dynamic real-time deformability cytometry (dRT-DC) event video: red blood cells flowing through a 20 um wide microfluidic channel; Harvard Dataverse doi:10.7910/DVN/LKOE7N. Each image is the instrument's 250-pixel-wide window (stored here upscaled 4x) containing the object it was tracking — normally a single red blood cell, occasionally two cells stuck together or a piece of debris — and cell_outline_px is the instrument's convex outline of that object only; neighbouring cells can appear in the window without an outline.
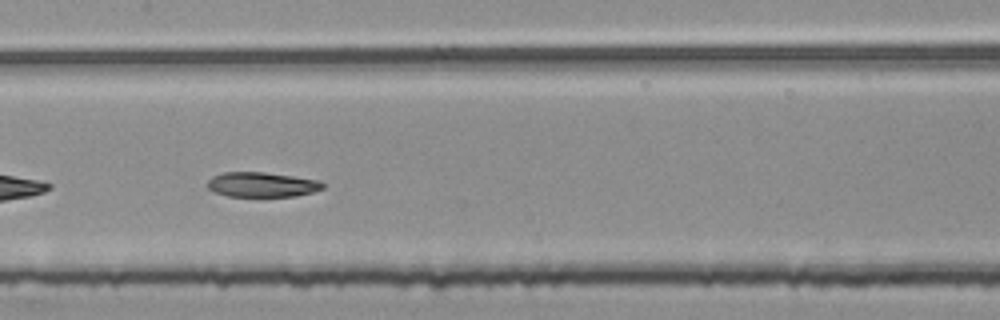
{"species": "common noctule bat (a hibernating species)", "species_latin": "Nyctalus noctula", "temperature_condition": "room temperature", "stored_images_in_passage": 35, "camera_frame_rate_fps": 3000, "um_per_image_px": 0.085, "animal": {"sex": "female", "body_mass_g": 25.1}, "frame": {"image": 1, "passage_image": 11, "time_ms": 3.333, "image_size_px": [1000, 320], "cell_outline_px": [[324, 188], [312, 192], [296, 196], [228, 196], [216, 192], [208, 188], [204, 184], [212, 176], [224, 172], [264, 172], [320, 180], [324, 184]], "centroid_in_image_um": [22.24, 15.68], "position_along_channel_um": 185.2, "area_um2": 16.7}, "authors_computed_cell_mechanics": {"area_um2": 17.5134, "velocity_mm_per_s": 3.7513, "shape_relaxation_time_tau1_ms": 7.8692, "shape_relaxation_time_tau2_ms": 5.5962, "deformation_change_tau1": 0.1827, "deformation_change_tau2": 0.1116}}